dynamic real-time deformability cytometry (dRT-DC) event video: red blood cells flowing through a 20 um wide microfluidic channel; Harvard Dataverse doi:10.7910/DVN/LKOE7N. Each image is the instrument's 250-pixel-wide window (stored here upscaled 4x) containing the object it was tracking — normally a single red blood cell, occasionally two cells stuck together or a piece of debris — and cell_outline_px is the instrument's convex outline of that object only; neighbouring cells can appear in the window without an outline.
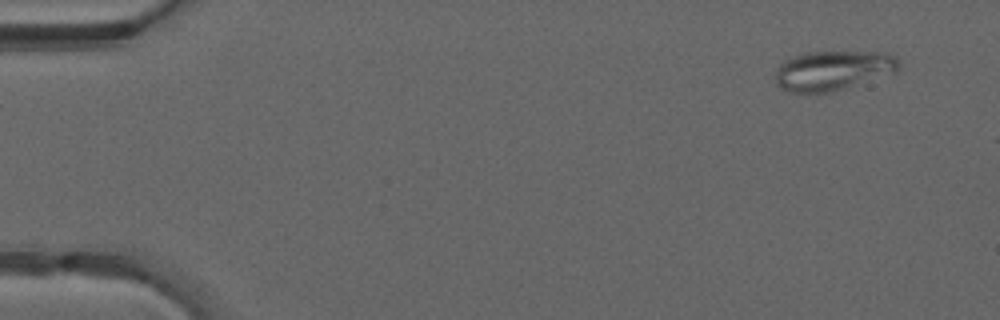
{"species": "common noctule bat (a hibernating species)", "species_latin": "Nyctalus noctula", "temperature_condition": "warm", "stored_images_in_passage": 4, "camera_frame_rate_fps": 3000, "um_per_image_px": 0.085, "animal": {"sex": "male", "forearm_length_mm": 52.5}, "frame": {"image": 1, "passage_image": 2, "time_ms": 0.333, "image_size_px": [1000, 320], "cell_outline_px": [[900, 68], [896, 72], [832, 92], [792, 92], [780, 88], [776, 84], [776, 68], [784, 60], [792, 56], [804, 52], [888, 52], [896, 56]], "centroid_in_image_um": [70.79, 5.98], "position_along_channel_um": 14.2, "area_um2": 28.61}}